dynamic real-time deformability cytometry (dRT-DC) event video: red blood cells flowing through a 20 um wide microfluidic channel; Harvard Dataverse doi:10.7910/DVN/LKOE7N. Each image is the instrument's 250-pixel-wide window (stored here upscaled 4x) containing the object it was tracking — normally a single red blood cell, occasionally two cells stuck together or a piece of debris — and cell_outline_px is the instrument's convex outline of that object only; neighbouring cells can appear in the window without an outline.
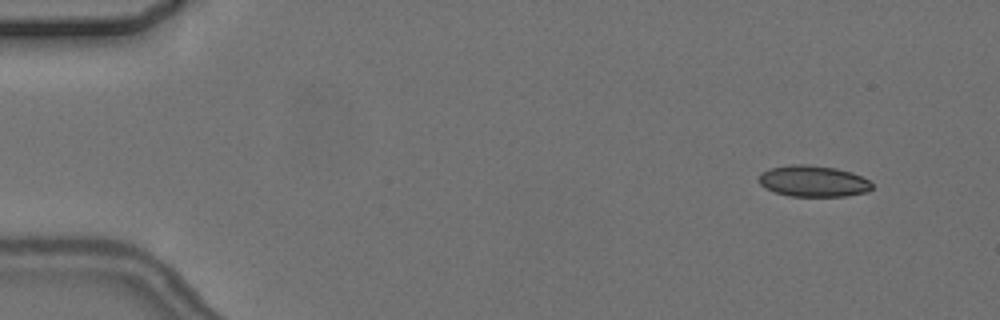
{"species": "common noctule bat (a hibernating species)", "species_latin": "Nyctalus noctula", "temperature_condition": "cold", "stored_images_in_passage": 8, "camera_frame_rate_fps": 3000, "um_per_image_px": 0.085, "animal": {"sex": "female", "body_mass_g": 24.6, "forearm_length_mm": 56.2}, "frame": {"image": 1, "passage_image": 2, "time_ms": 1.333, "image_size_px": [1000, 320], "cell_outline_px": [[872, 188], [868, 192], [848, 196], [788, 196], [764, 188], [760, 184], [760, 172], [768, 168], [792, 164], [804, 164], [836, 168], [852, 172], [868, 180], [872, 184]], "centroid_in_image_um": [69.12, 15.4], "position_along_channel_um": 15.9, "area_um2": 20.69}}
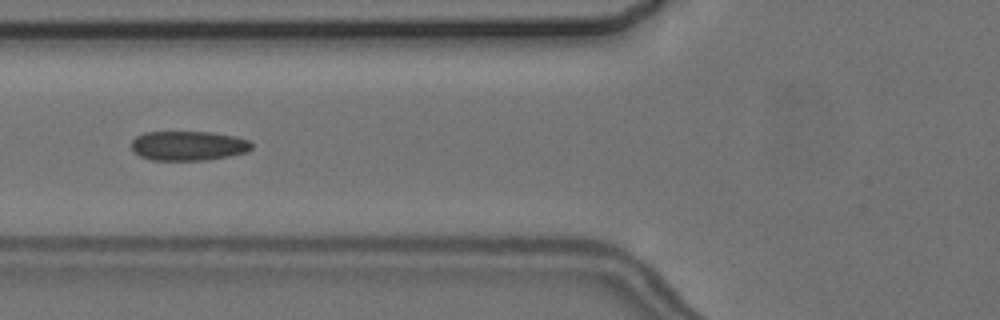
{"frame": {"image": 2, "passage_image": 7, "time_ms": 7.0, "image_size_px": [1000, 320], "cell_outline_px": [[252, 148], [248, 152], [208, 160], [152, 160], [140, 156], [132, 148], [132, 140], [136, 136], [144, 132], [212, 132], [236, 136], [248, 140], [252, 144]], "centroid_in_image_um": [16.03, 12.38], "position_along_channel_um": 109.8, "area_um2": 20.75}}
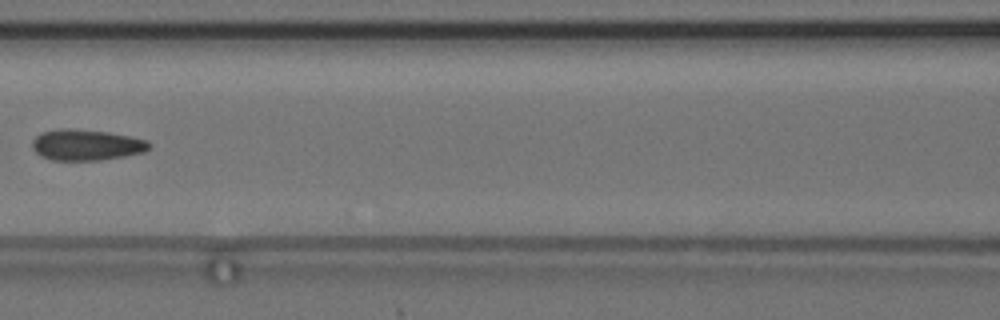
{"frame": {"image": 3, "passage_image": 8, "time_ms": 8.333, "image_size_px": [1000, 320], "cell_outline_px": [[152, 144], [144, 152], [124, 156], [100, 160], [52, 160], [40, 156], [32, 148], [32, 140], [40, 132], [60, 128], [72, 128], [108, 132], [132, 136], [148, 140]], "centroid_in_image_um": [7.33, 12.3], "position_along_channel_um": 159.3, "area_um2": 21.33}}